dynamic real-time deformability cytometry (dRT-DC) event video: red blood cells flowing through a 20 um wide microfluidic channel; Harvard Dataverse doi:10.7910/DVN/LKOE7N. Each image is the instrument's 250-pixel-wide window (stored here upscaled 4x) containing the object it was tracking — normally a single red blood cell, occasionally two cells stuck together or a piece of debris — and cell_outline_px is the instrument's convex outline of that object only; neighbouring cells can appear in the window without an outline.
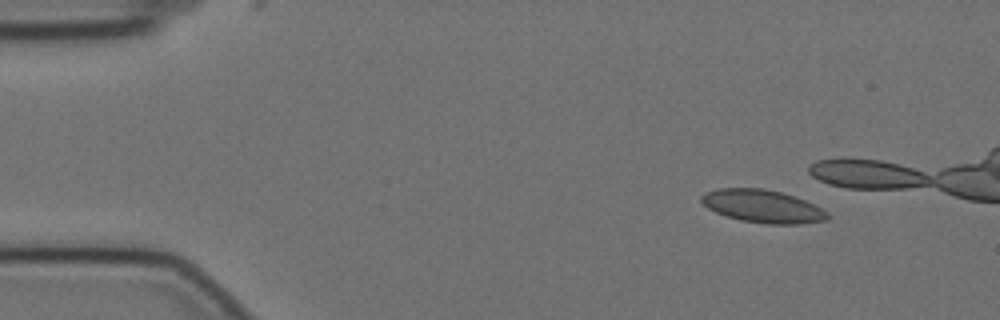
{"species": "Egyptian fruit bat (a non-hibernating species)", "species_latin": "Rousettus aegyptiacus", "temperature_condition": "cold", "stored_images_in_passage": 17, "camera_frame_rate_fps": 3000, "um_per_image_px": 0.085, "animal": {"sex": "female"}, "frame": {"image": 1, "passage_image": 6, "time_ms": 1.667, "image_size_px": [1000, 320], "cell_outline_px": [[828, 220], [800, 224], [768, 224], [740, 220], [724, 216], [708, 208], [700, 200], [700, 196], [704, 192], [716, 188], [764, 188], [780, 192], [804, 200], [828, 212]], "centroid_in_image_um": [64.78, 17.53], "position_along_channel_um": 20.2, "area_um2": 24.16}}